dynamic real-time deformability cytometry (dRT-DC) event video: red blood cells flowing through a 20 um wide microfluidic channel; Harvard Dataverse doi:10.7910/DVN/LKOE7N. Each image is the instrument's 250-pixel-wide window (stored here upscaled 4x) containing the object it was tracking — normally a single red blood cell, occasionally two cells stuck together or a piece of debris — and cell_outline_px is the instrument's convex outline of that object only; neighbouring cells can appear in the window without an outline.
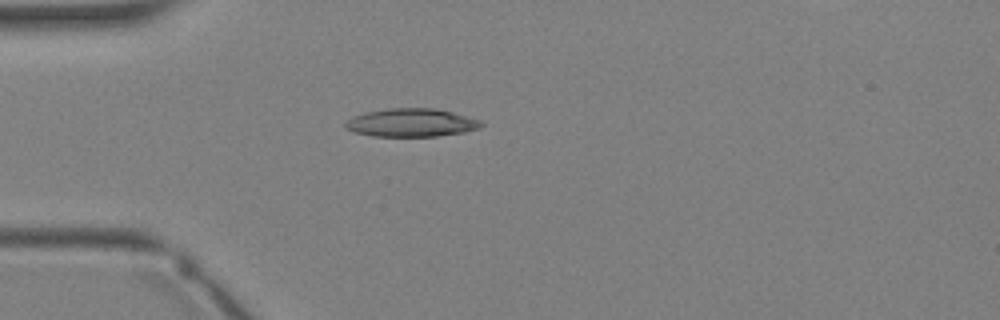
{"species": "Egyptian fruit bat (a non-hibernating species)", "species_latin": "Rousettus aegyptiacus", "temperature_condition": "warm", "stored_images_in_passage": 1, "camera_frame_rate_fps": 3000, "um_per_image_px": 0.085, "animal": {"sex": "female"}, "frame": {"image": 1, "passage_image": 1, "time_ms": 0.0, "image_size_px": [1000, 320], "cell_outline_px": [[484, 124], [480, 128], [464, 132], [436, 136], [372, 136], [352, 132], [344, 128], [344, 124], [352, 116], [368, 112], [388, 108], [432, 108], [452, 112], [480, 120]], "centroid_in_image_um": [34.93, 10.43], "position_along_channel_um": 50.1, "area_um2": 22.31}}